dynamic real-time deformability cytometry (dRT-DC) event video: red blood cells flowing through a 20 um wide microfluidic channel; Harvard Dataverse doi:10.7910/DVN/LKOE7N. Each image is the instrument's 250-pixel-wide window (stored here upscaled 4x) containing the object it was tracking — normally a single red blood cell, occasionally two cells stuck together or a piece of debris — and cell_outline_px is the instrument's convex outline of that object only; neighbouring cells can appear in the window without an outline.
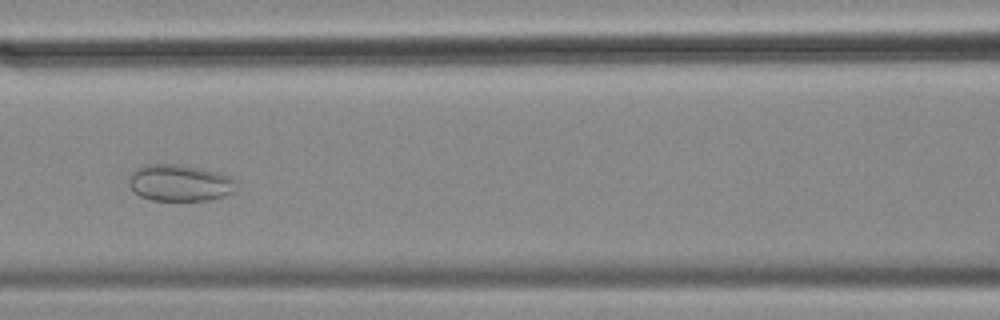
{"species": "common noctule bat (a hibernating species)", "species_latin": "Nyctalus noctula", "temperature_condition": "cold", "stored_images_in_passage": 56, "camera_frame_rate_fps": 3000, "um_per_image_px": 0.085, "animal": {"sex": "female", "body_mass_g": 18.4}, "frame": {"image": 1, "passage_image": 24, "time_ms": 7.667, "image_size_px": [1000, 320], "cell_outline_px": [[232, 192], [208, 200], [152, 200], [140, 196], [128, 184], [128, 180], [132, 172], [136, 168], [144, 164], [180, 164], [228, 176], [232, 180]], "centroid_in_image_um": [15.15, 15.54], "position_along_channel_um": 151.5, "area_um2": 22.2}}
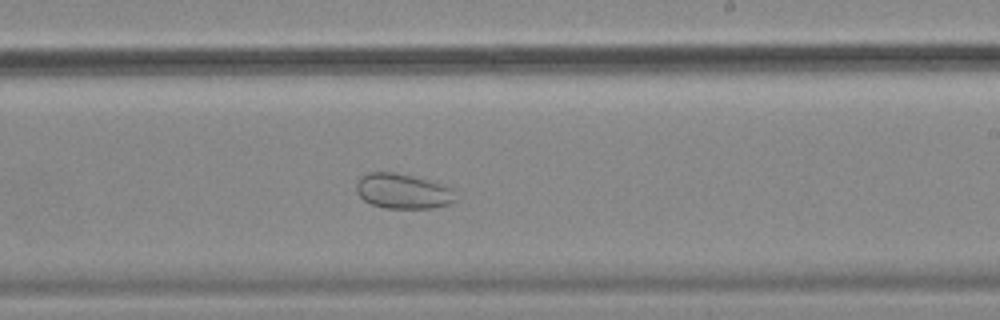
{"frame": {"image": 2, "passage_image": 33, "time_ms": 10.667, "image_size_px": [1000, 320], "cell_outline_px": [[460, 200], [452, 204], [432, 208], [384, 208], [372, 204], [364, 200], [356, 192], [356, 184], [360, 176], [368, 172], [396, 172], [444, 184], [452, 188]], "centroid_in_image_um": [34.3, 16.25], "position_along_channel_um": 254.7, "area_um2": 20.69}}
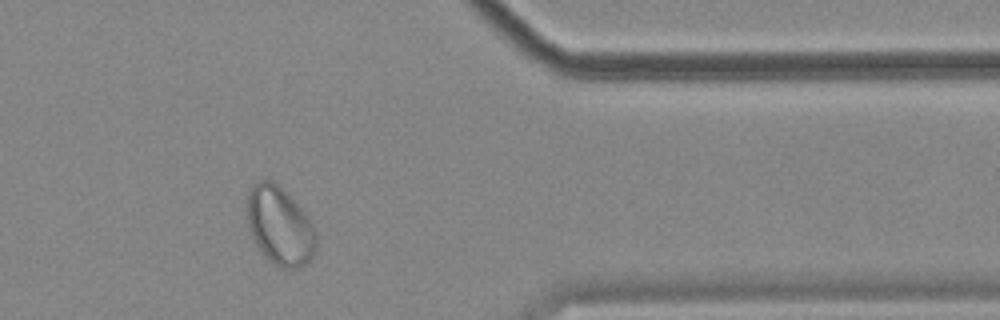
{"frame": {"image": 3, "passage_image": 46, "time_ms": 15.0, "image_size_px": [1000, 320], "cell_outline_px": [[316, 252], [300, 268], [280, 268], [268, 260], [260, 252], [252, 236], [248, 224], [248, 192], [252, 184], [260, 180], [268, 180], [276, 184], [304, 212], [312, 224], [316, 232]], "centroid_in_image_um": [23.78, 19.24], "position_along_channel_um": 387.6, "area_um2": 31.1}}